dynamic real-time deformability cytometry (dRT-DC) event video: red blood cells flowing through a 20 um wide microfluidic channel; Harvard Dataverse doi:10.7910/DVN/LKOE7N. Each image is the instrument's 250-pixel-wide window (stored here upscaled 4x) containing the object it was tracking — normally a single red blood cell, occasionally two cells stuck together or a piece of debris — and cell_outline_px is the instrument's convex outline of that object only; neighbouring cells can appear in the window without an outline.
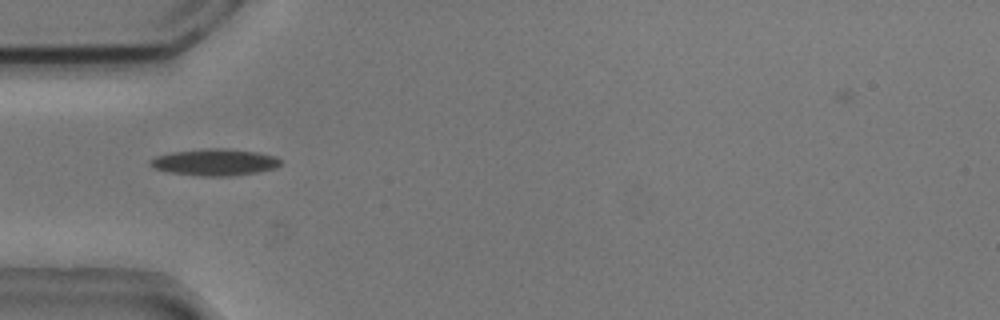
{"species": "common noctule bat (a hibernating species)", "species_latin": "Nyctalus noctula", "temperature_condition": "cold", "stored_images_in_passage": 54, "camera_frame_rate_fps": 3000, "um_per_image_px": 0.085, "animal": {"sex": "male", "body_mass_g": 20.5, "forearm_length_mm": 52.5}, "frame": {"image": 1, "passage_image": 17, "time_ms": 5.333, "image_size_px": [1000, 320], "cell_outline_px": [[280, 164], [276, 168], [256, 172], [228, 176], [200, 176], [168, 172], [156, 168], [148, 164], [148, 160], [156, 156], [172, 152], [204, 148], [224, 148], [256, 152], [276, 156], [280, 160]], "centroid_in_image_um": [18.23, 13.78], "position_along_channel_um": 66.8, "area_um2": 20.23}}
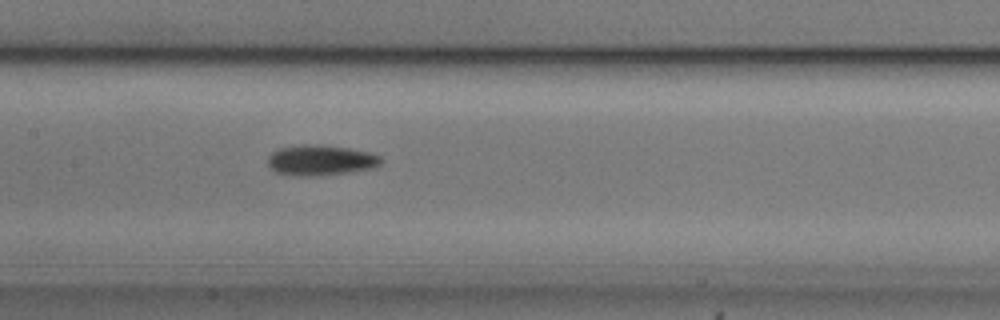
{"frame": {"image": 2, "passage_image": 26, "time_ms": 8.333, "image_size_px": [1000, 320], "cell_outline_px": [[384, 160], [376, 168], [320, 176], [292, 176], [276, 172], [268, 168], [268, 156], [272, 152], [280, 148], [304, 144], [320, 144], [348, 148], [368, 152], [380, 156]], "centroid_in_image_um": [27.25, 13.63], "position_along_channel_um": 180.2, "area_um2": 20.4}}
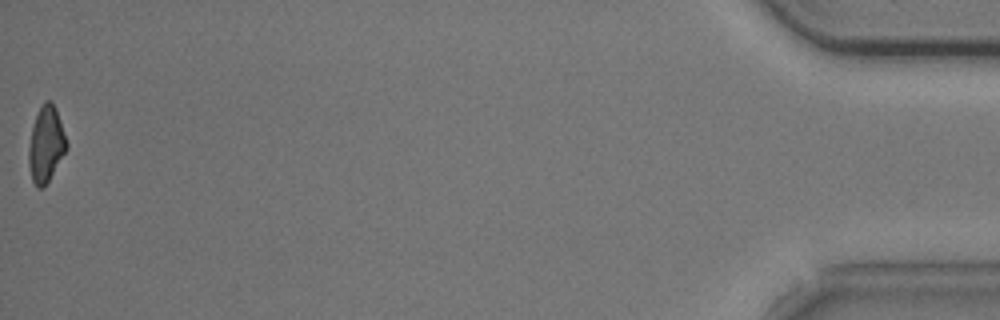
{"frame": {"image": 3, "passage_image": 54, "time_ms": 17.667, "image_size_px": [1000, 320], "cell_outline_px": [[68, 148], [44, 188], [36, 188], [32, 180], [28, 164], [28, 148], [32, 128], [36, 116], [44, 100], [52, 100], [56, 108], [68, 144]], "centroid_in_image_um": [3.91, 12.28], "position_along_channel_um": 431.3, "area_um2": 16.82}, "authors_computed_cell_mechanics": {"area_um2": 18.0047, "velocity_mm_per_s": 3.7548, "shape_relaxation_time_tau1_ms": 6.4971, "shape_relaxation_time_tau2_ms": null, "deformation_change_tau1": 0.1436, "deformation_change_tau2": null}}